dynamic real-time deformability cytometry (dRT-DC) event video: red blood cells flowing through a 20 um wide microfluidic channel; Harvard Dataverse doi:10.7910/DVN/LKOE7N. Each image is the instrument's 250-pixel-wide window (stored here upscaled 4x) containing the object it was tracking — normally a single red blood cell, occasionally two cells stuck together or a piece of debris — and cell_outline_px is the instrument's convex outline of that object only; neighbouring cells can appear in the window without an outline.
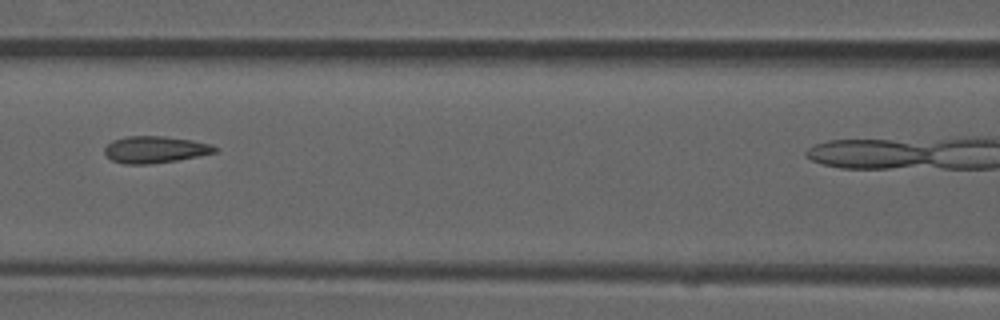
{"species": "common noctule bat (a hibernating species)", "species_latin": "Nyctalus noctula", "temperature_condition": "room temperature", "stored_images_in_passage": 7, "segment_of_instrument_passage": [1, 2], "camera_frame_rate_fps": 3000, "um_per_image_px": 0.085, "animal": {"sex": "male", "forearm_length_mm": 52.5}, "frame": {"image": 1, "passage_image": 6, "time_ms": 1.667, "image_size_px": [1000, 320], "cell_outline_px": [[220, 148], [216, 152], [176, 160], [152, 164], [124, 164], [112, 160], [104, 152], [104, 148], [112, 140], [128, 136], [164, 136], [192, 140], [212, 144]], "centroid_in_image_um": [13.19, 12.71], "position_along_channel_um": 153.4, "area_um2": 17.22}}